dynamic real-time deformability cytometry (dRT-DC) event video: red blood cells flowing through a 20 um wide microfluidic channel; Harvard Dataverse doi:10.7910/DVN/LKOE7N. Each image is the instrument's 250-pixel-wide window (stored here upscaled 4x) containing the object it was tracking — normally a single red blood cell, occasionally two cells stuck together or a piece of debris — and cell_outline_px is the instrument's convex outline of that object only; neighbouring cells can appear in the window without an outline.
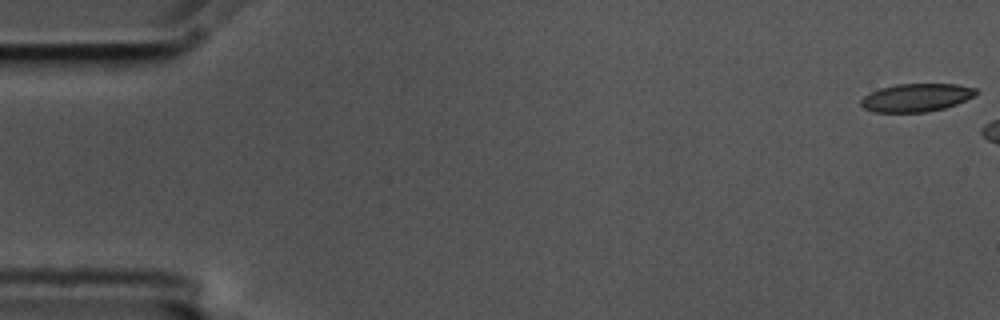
{"species": "common noctule bat (a hibernating species)", "species_latin": "Nyctalus noctula", "temperature_condition": "cold", "stored_images_in_passage": 7, "camera_frame_rate_fps": 3000, "um_per_image_px": 0.085, "animal": {"sex": "male", "body_mass_g": 17.5, "forearm_length_mm": 52.3}, "frame": {"image": 1, "passage_image": 1, "time_ms": 0.0, "image_size_px": [1000, 320], "cell_outline_px": [[976, 92], [972, 96], [956, 104], [944, 108], [928, 112], [876, 112], [864, 108], [860, 104], [860, 100], [864, 96], [880, 88], [896, 84], [956, 84], [976, 88]], "centroid_in_image_um": [77.85, 8.29], "position_along_channel_um": 7.1, "area_um2": 18.61}}